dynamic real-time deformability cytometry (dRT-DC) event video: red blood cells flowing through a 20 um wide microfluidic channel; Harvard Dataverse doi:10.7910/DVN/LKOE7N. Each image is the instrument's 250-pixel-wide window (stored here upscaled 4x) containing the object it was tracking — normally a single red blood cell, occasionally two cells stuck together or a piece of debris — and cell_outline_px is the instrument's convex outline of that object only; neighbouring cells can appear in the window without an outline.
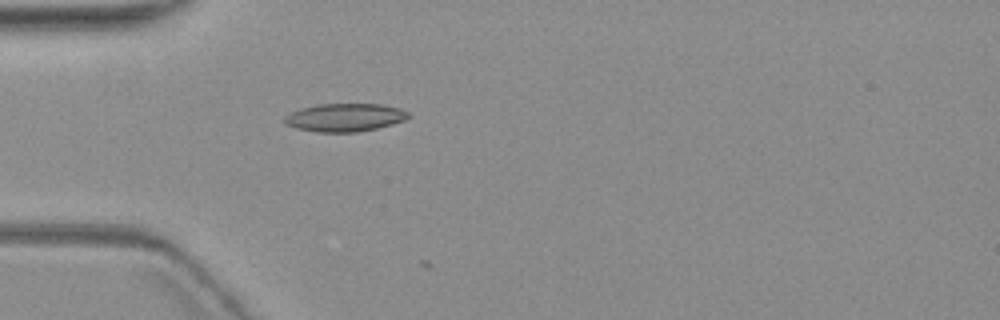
{"species": "common noctule bat (a hibernating species)", "species_latin": "Nyctalus noctula", "temperature_condition": "warm", "stored_images_in_passage": 5, "camera_frame_rate_fps": 3000, "um_per_image_px": 0.085, "animal": {"sex": "female", "body_mass_g": 19.3, "forearm_length_mm": 54.1}, "frame": {"image": 1, "passage_image": 5, "time_ms": 5.0, "image_size_px": [1000, 320], "cell_outline_px": [[412, 116], [404, 120], [392, 124], [376, 128], [356, 132], [316, 132], [296, 128], [288, 124], [284, 120], [284, 116], [300, 108], [316, 104], [380, 104], [400, 108], [408, 112]], "centroid_in_image_um": [29.32, 9.98], "position_along_channel_um": 55.7, "area_um2": 20.23}}